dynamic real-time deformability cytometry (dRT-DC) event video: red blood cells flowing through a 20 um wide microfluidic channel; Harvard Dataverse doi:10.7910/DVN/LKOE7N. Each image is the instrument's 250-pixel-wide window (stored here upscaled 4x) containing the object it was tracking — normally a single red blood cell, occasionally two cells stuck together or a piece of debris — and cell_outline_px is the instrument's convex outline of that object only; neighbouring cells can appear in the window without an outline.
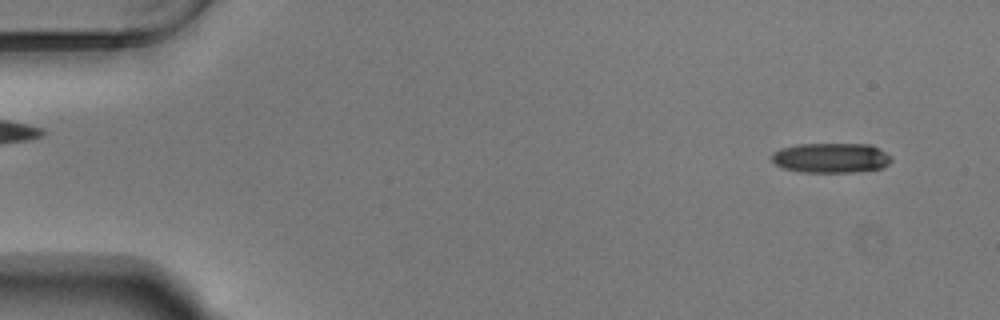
{"species": "Egyptian fruit bat (a non-hibernating species)", "species_latin": "Rousettus aegyptiacus", "temperature_condition": "warm", "stored_images_in_passage": 54, "camera_frame_rate_fps": 3000, "um_per_image_px": 0.085, "animal": {"sex": "male"}, "frame": {"image": 1, "passage_image": 4, "time_ms": 1.0, "image_size_px": [1000, 320], "cell_outline_px": [[892, 160], [888, 164], [880, 168], [852, 172], [800, 172], [784, 168], [776, 164], [772, 160], [772, 152], [780, 148], [796, 144], [872, 144], [880, 148], [892, 156]], "centroid_in_image_um": [70.64, 13.41], "position_along_channel_um": 14.4, "area_um2": 20.98}}
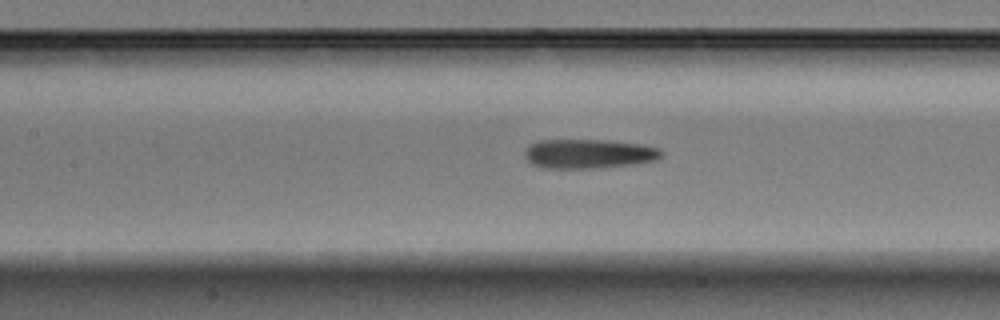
{"frame": {"image": 2, "passage_image": 25, "time_ms": 8.0, "image_size_px": [1000, 320], "cell_outline_px": [[664, 156], [656, 160], [636, 164], [600, 168], [544, 168], [532, 164], [528, 160], [524, 152], [532, 144], [540, 140], [608, 140], [644, 144], [660, 148], [664, 152]], "centroid_in_image_um": [50.14, 13.07], "position_along_channel_um": 157.3, "area_um2": 23.58}}
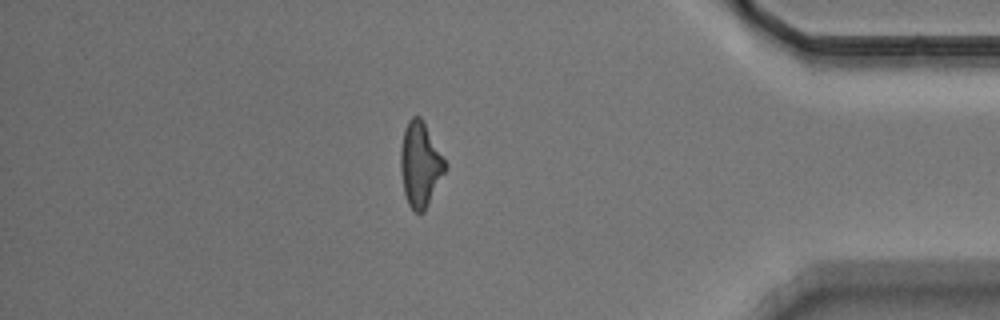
{"frame": {"image": 3, "passage_image": 47, "time_ms": 15.333, "image_size_px": [1000, 320], "cell_outline_px": [[448, 168], [424, 212], [416, 212], [408, 204], [404, 192], [400, 168], [400, 148], [404, 128], [408, 120], [412, 116], [420, 116], [448, 164]], "centroid_in_image_um": [35.73, 13.97], "position_along_channel_um": 399.5, "area_um2": 22.14}, "authors_computed_cell_mechanics": {"area_um2": 22.3975, "velocity_mm_per_s": 3.745, "shape_relaxation_time_tau1_ms": null, "shape_relaxation_time_tau2_ms": 7.5335, "deformation_change_tau1": null, "deformation_change_tau2": 0.2218}}